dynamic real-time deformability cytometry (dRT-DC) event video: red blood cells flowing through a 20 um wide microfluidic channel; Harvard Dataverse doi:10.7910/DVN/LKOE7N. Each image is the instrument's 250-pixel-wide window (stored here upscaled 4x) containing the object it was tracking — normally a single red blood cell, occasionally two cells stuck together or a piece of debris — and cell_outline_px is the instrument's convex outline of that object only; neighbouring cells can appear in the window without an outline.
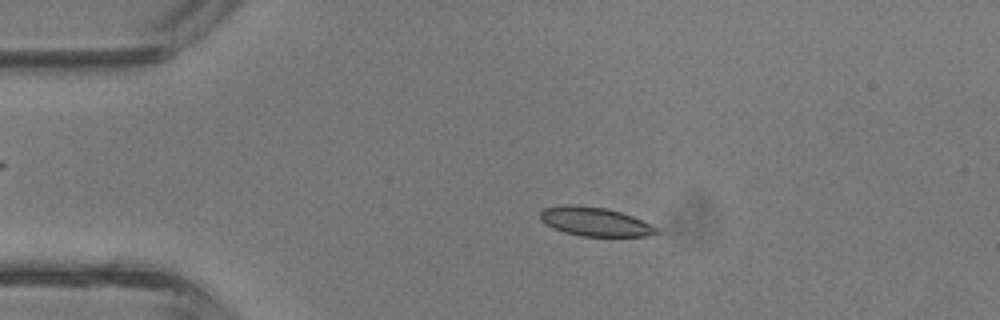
{"species": "common noctule bat (a hibernating species)", "species_latin": "Nyctalus noctula", "temperature_condition": "room temperature", "stored_images_in_passage": 41, "camera_frame_rate_fps": 3000, "um_per_image_px": 0.085, "animal": {"sex": "male", "body_mass_g": 13.3}, "frame": {"image": 1, "passage_image": 8, "time_ms": 2.333, "image_size_px": [1000, 320], "cell_outline_px": [[660, 232], [648, 236], [580, 236], [564, 232], [552, 228], [540, 220], [540, 212], [544, 208], [568, 204], [572, 204], [604, 208], [620, 212], [632, 216], [656, 228]], "centroid_in_image_um": [50.51, 18.84], "position_along_channel_um": 34.5, "area_um2": 19.36}}
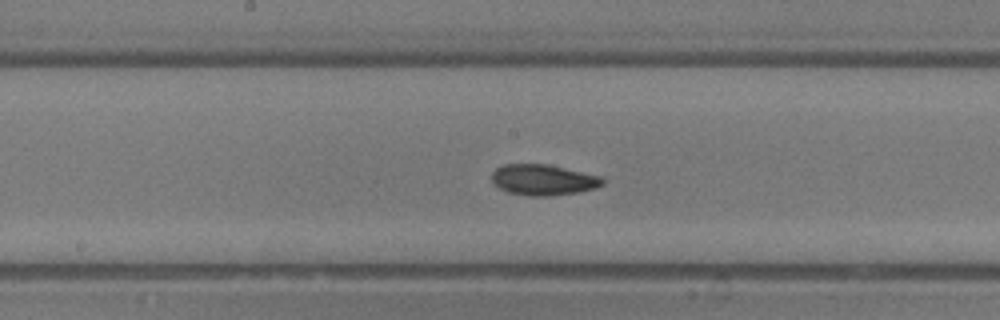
{"frame": {"image": 2, "passage_image": 21, "time_ms": 6.667, "image_size_px": [1000, 320], "cell_outline_px": [[604, 184], [596, 188], [580, 192], [548, 196], [528, 196], [508, 192], [492, 184], [492, 172], [496, 168], [504, 164], [544, 164], [600, 176], [604, 180]], "centroid_in_image_um": [46.15, 15.3], "position_along_channel_um": 202.1, "area_um2": 19.83}}
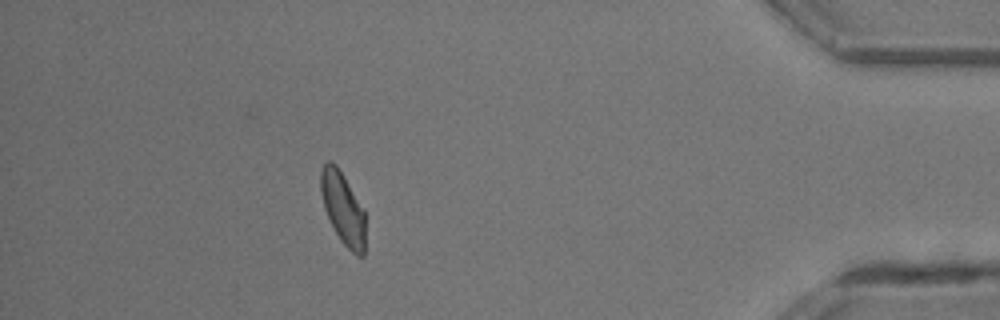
{"frame": {"image": 3, "passage_image": 37, "time_ms": 12.0, "image_size_px": [1000, 320], "cell_outline_px": [[364, 256], [356, 256], [340, 240], [324, 208], [320, 192], [320, 172], [324, 164], [328, 160], [332, 160], [336, 164], [364, 212]], "centroid_in_image_um": [29.11, 17.7], "position_along_channel_um": 406.1, "area_um2": 18.26}, "authors_computed_cell_mechanics": {"area_um2": 19.5364, "velocity_mm_per_s": 4.8232, "shape_relaxation_time_tau1_ms": 4.5827, "shape_relaxation_time_tau2_ms": 8.9386, "deformation_change_tau1": 0.1235, "deformation_change_tau2": 0.157}}